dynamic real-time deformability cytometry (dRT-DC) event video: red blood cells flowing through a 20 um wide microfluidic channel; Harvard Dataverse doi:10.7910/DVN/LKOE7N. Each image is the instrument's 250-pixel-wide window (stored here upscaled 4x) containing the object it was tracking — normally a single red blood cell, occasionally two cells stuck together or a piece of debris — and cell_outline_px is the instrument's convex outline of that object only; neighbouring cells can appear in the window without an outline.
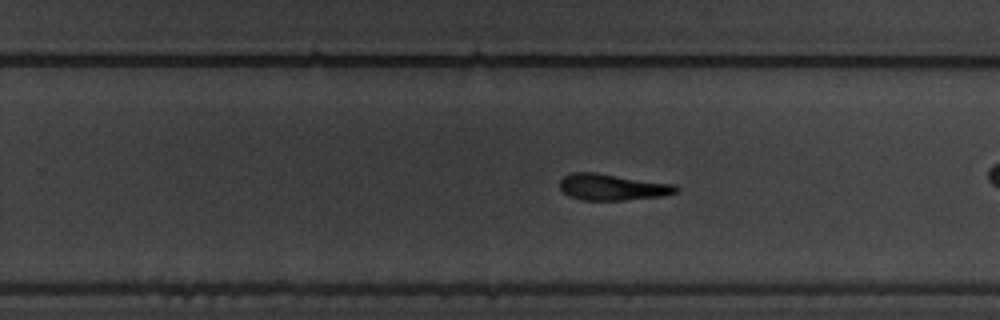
{"species": "common noctule bat (a hibernating species)", "species_latin": "Nyctalus noctula", "temperature_condition": "warm", "stored_images_in_passage": 43, "camera_frame_rate_fps": 3000, "um_per_image_px": 0.085, "animal": {"sex": "male", "body_mass_g": 19.5, "forearm_length_mm": 54.6}, "frame": {"image": 1, "passage_image": 25, "time_ms": 8.0, "image_size_px": [1000, 320], "cell_outline_px": [[680, 188], [676, 192], [664, 196], [624, 200], [580, 200], [568, 196], [560, 188], [560, 180], [568, 172], [596, 172], [676, 184]], "centroid_in_image_um": [52.05, 15.89], "position_along_channel_um": 277.7, "area_um2": 18.15}, "authors_computed_cell_mechanics": {"area_um2": 17.9758, "velocity_mm_per_s": 3.509, "shape_relaxation_time_tau1_ms": 5.7018, "shape_relaxation_time_tau2_ms": 10.7857, "deformation_change_tau1": 0.2052, "deformation_change_tau2": 0.2411}}